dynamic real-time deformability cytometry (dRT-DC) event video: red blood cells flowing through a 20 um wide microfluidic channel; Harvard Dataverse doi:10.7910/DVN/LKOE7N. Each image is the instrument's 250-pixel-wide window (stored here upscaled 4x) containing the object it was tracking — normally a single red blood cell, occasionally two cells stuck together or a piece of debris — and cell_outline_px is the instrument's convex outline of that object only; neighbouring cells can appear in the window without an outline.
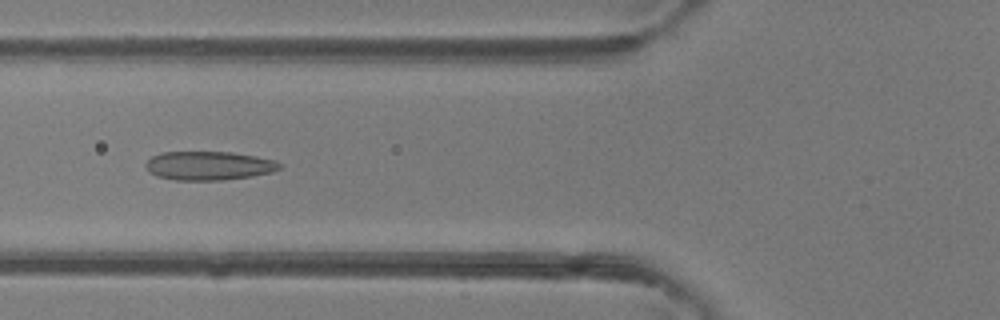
{"species": "common noctule bat (a hibernating species)", "species_latin": "Nyctalus noctula", "temperature_condition": "room temperature", "stored_images_in_passage": 47, "camera_frame_rate_fps": 3000, "um_per_image_px": 0.085, "animal": {"sex": "female"}, "frame": {"image": 1, "passage_image": 18, "time_ms": 5.667, "image_size_px": [1000, 320], "cell_outline_px": [[280, 168], [272, 172], [252, 176], [220, 180], [176, 180], [156, 176], [148, 172], [144, 164], [152, 156], [160, 152], [232, 152], [256, 156], [276, 160], [280, 164]], "centroid_in_image_um": [17.72, 14.08], "position_along_channel_um": 108.1, "area_um2": 22.54}}
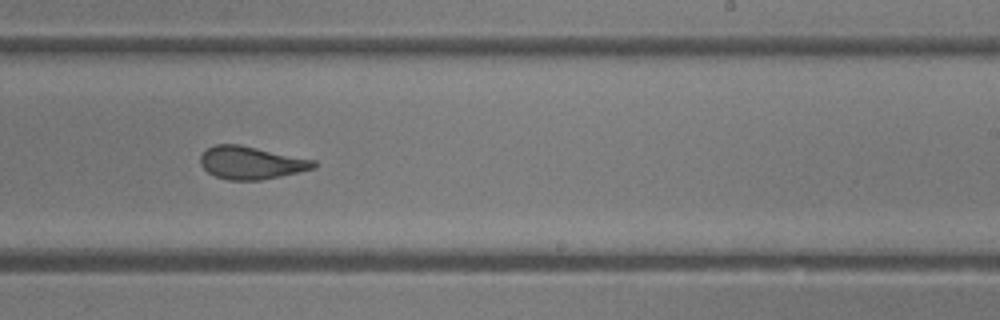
{"frame": {"image": 2, "passage_image": 29, "time_ms": 9.333, "image_size_px": [1000, 320], "cell_outline_px": [[316, 168], [280, 176], [260, 180], [228, 180], [216, 176], [208, 172], [200, 164], [200, 156], [208, 148], [216, 144], [240, 144], [316, 160]], "centroid_in_image_um": [21.36, 13.83], "position_along_channel_um": 267.6, "area_um2": 21.62}}
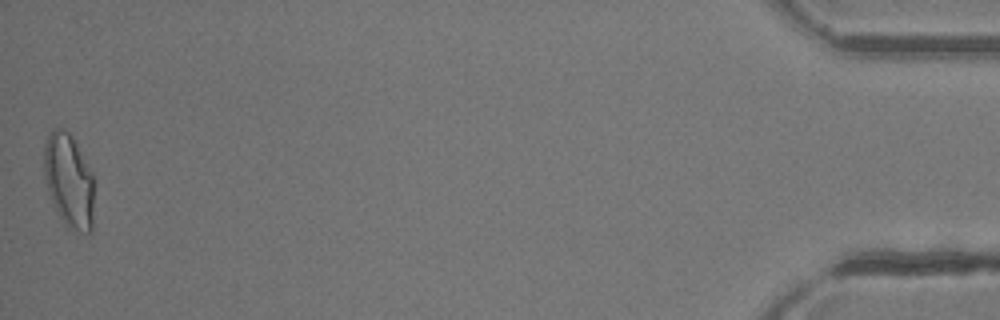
{"frame": {"image": 3, "passage_image": 47, "time_ms": 15.333, "image_size_px": [1000, 320], "cell_outline_px": [[92, 232], [80, 232], [68, 228], [64, 224], [52, 200], [44, 176], [44, 144], [48, 132], [52, 128], [64, 128], [72, 136], [92, 172]], "centroid_in_image_um": [5.83, 15.31], "position_along_channel_um": 429.4, "area_um2": 27.11}, "authors_computed_cell_mechanics": {"area_um2": 23.2356, "velocity_mm_per_s": 4.3486, "shape_relaxation_time_tau1_ms": 6.25, "shape_relaxation_time_tau2_ms": 1.1757, "deformation_change_tau1": 0.1809, "deformation_change_tau2": 0.091}}